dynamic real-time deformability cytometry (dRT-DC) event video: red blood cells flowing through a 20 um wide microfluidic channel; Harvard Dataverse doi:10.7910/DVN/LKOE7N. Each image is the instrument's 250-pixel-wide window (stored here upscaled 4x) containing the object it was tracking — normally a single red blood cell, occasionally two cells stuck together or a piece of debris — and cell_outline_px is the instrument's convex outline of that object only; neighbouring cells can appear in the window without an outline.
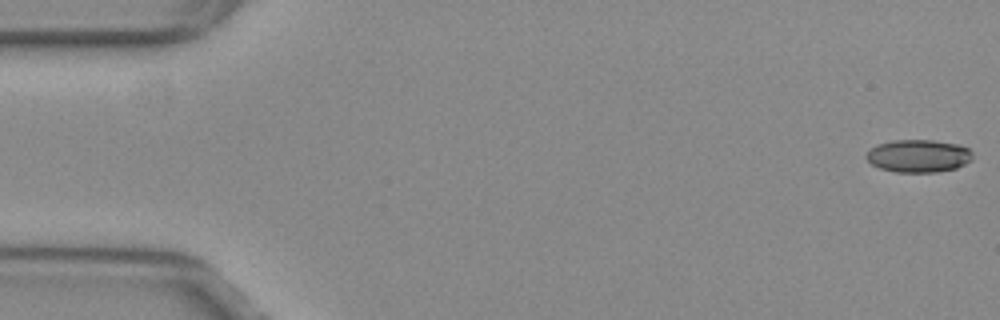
{"species": "common noctule bat (a hibernating species)", "species_latin": "Nyctalus noctula", "temperature_condition": "warm", "stored_images_in_passage": 53, "camera_frame_rate_fps": 3000, "um_per_image_px": 0.085, "animal": {"sex": "female", "body_mass_g": 29.2, "forearm_length_mm": 56.3}, "frame": {"image": 1, "passage_image": 1, "time_ms": 0.0, "image_size_px": [1000, 320], "cell_outline_px": [[972, 160], [956, 168], [936, 172], [896, 172], [880, 168], [872, 164], [864, 156], [876, 144], [892, 140], [932, 140], [956, 144], [968, 148], [972, 152]], "centroid_in_image_um": [78.06, 13.25], "position_along_channel_um": 6.9, "area_um2": 20.23}}
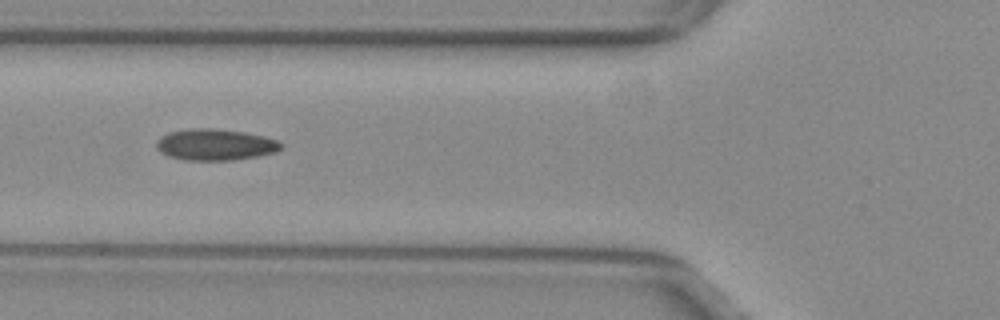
{"frame": {"image": 2, "passage_image": 20, "time_ms": 6.333, "image_size_px": [1000, 320], "cell_outline_px": [[284, 144], [276, 152], [260, 156], [232, 160], [184, 160], [168, 156], [160, 152], [156, 148], [156, 140], [160, 136], [168, 132], [188, 128], [212, 128], [244, 132], [264, 136], [276, 140]], "centroid_in_image_um": [18.26, 12.29], "position_along_channel_um": 107.5, "area_um2": 23.0}}
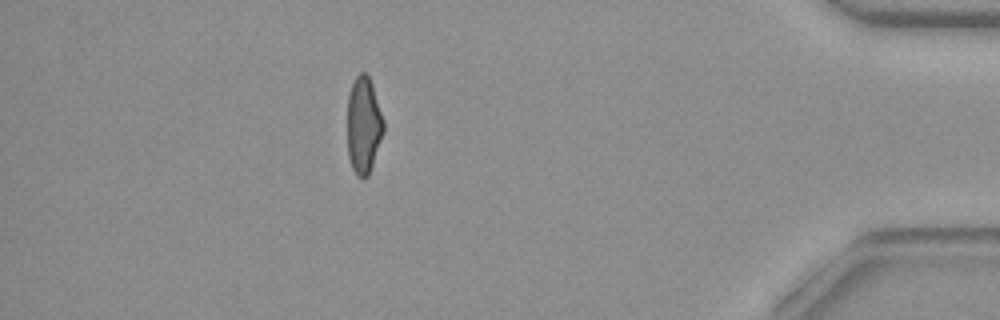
{"frame": {"image": 3, "passage_image": 47, "time_ms": 15.333, "image_size_px": [1000, 320], "cell_outline_px": [[384, 132], [368, 176], [356, 176], [352, 168], [348, 156], [348, 96], [352, 84], [356, 76], [360, 72], [364, 72], [368, 76], [372, 84], [384, 120]], "centroid_in_image_um": [30.91, 10.64], "position_along_channel_um": 404.3, "area_um2": 20.29}, "authors_computed_cell_mechanics": {"area_um2": 21.6172, "velocity_mm_per_s": 3.8847, "shape_relaxation_time_tau1_ms": null, "shape_relaxation_time_tau2_ms": 1.6704, "deformation_change_tau1": null, "deformation_change_tau2": 0.0764}}